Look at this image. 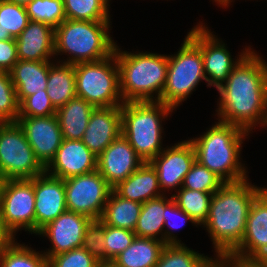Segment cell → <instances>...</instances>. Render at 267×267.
I'll return each mask as SVG.
<instances>
[{"mask_svg":"<svg viewBox=\"0 0 267 267\" xmlns=\"http://www.w3.org/2000/svg\"><path fill=\"white\" fill-rule=\"evenodd\" d=\"M218 120L251 133L258 124L267 126V63L251 50L217 89Z\"/></svg>","mask_w":267,"mask_h":267,"instance_id":"obj_1","label":"cell"},{"mask_svg":"<svg viewBox=\"0 0 267 267\" xmlns=\"http://www.w3.org/2000/svg\"><path fill=\"white\" fill-rule=\"evenodd\" d=\"M263 189L246 179L224 183L212 194L203 227L212 239L217 257L229 255L241 243L250 206Z\"/></svg>","mask_w":267,"mask_h":267,"instance_id":"obj_2","label":"cell"},{"mask_svg":"<svg viewBox=\"0 0 267 267\" xmlns=\"http://www.w3.org/2000/svg\"><path fill=\"white\" fill-rule=\"evenodd\" d=\"M249 132L218 120L200 137L190 138L196 161L215 173L225 183L246 180V167L240 162L243 139Z\"/></svg>","mask_w":267,"mask_h":267,"instance_id":"obj_3","label":"cell"},{"mask_svg":"<svg viewBox=\"0 0 267 267\" xmlns=\"http://www.w3.org/2000/svg\"><path fill=\"white\" fill-rule=\"evenodd\" d=\"M120 49L116 45L114 53L123 102L159 101L166 84L168 55Z\"/></svg>","mask_w":267,"mask_h":267,"instance_id":"obj_4","label":"cell"},{"mask_svg":"<svg viewBox=\"0 0 267 267\" xmlns=\"http://www.w3.org/2000/svg\"><path fill=\"white\" fill-rule=\"evenodd\" d=\"M110 23L64 20L55 28L54 55L65 53L71 56L65 61L61 60L71 65L96 62L111 56L117 43L109 34Z\"/></svg>","mask_w":267,"mask_h":267,"instance_id":"obj_5","label":"cell"},{"mask_svg":"<svg viewBox=\"0 0 267 267\" xmlns=\"http://www.w3.org/2000/svg\"><path fill=\"white\" fill-rule=\"evenodd\" d=\"M173 108L160 101L124 102L121 105V134L145 162L158 156L162 148V121Z\"/></svg>","mask_w":267,"mask_h":267,"instance_id":"obj_6","label":"cell"},{"mask_svg":"<svg viewBox=\"0 0 267 267\" xmlns=\"http://www.w3.org/2000/svg\"><path fill=\"white\" fill-rule=\"evenodd\" d=\"M76 96L95 108L121 106L119 66L115 53L96 62L74 65Z\"/></svg>","mask_w":267,"mask_h":267,"instance_id":"obj_7","label":"cell"},{"mask_svg":"<svg viewBox=\"0 0 267 267\" xmlns=\"http://www.w3.org/2000/svg\"><path fill=\"white\" fill-rule=\"evenodd\" d=\"M178 52L168 55L166 84L160 102L175 109L184 102L201 80H205L200 47L187 35Z\"/></svg>","mask_w":267,"mask_h":267,"instance_id":"obj_8","label":"cell"},{"mask_svg":"<svg viewBox=\"0 0 267 267\" xmlns=\"http://www.w3.org/2000/svg\"><path fill=\"white\" fill-rule=\"evenodd\" d=\"M45 172L17 122L0 124V178L33 179Z\"/></svg>","mask_w":267,"mask_h":267,"instance_id":"obj_9","label":"cell"},{"mask_svg":"<svg viewBox=\"0 0 267 267\" xmlns=\"http://www.w3.org/2000/svg\"><path fill=\"white\" fill-rule=\"evenodd\" d=\"M34 203V178L1 181L0 217L14 238L24 229L35 234Z\"/></svg>","mask_w":267,"mask_h":267,"instance_id":"obj_10","label":"cell"},{"mask_svg":"<svg viewBox=\"0 0 267 267\" xmlns=\"http://www.w3.org/2000/svg\"><path fill=\"white\" fill-rule=\"evenodd\" d=\"M67 210L99 220L112 187L97 171L64 179Z\"/></svg>","mask_w":267,"mask_h":267,"instance_id":"obj_11","label":"cell"},{"mask_svg":"<svg viewBox=\"0 0 267 267\" xmlns=\"http://www.w3.org/2000/svg\"><path fill=\"white\" fill-rule=\"evenodd\" d=\"M199 22L188 36L200 47L203 59L204 73L208 87L219 89L227 80L233 68L252 50L249 46L239 54L237 59L231 57L225 43Z\"/></svg>","mask_w":267,"mask_h":267,"instance_id":"obj_12","label":"cell"},{"mask_svg":"<svg viewBox=\"0 0 267 267\" xmlns=\"http://www.w3.org/2000/svg\"><path fill=\"white\" fill-rule=\"evenodd\" d=\"M267 252V188L253 200L241 243L229 254L245 261H257Z\"/></svg>","mask_w":267,"mask_h":267,"instance_id":"obj_13","label":"cell"},{"mask_svg":"<svg viewBox=\"0 0 267 267\" xmlns=\"http://www.w3.org/2000/svg\"><path fill=\"white\" fill-rule=\"evenodd\" d=\"M196 161L194 147L190 140L180 141L168 147L149 163L155 168L162 193L181 188L185 175ZM164 189V190H163ZM164 191V192H163Z\"/></svg>","mask_w":267,"mask_h":267,"instance_id":"obj_14","label":"cell"},{"mask_svg":"<svg viewBox=\"0 0 267 267\" xmlns=\"http://www.w3.org/2000/svg\"><path fill=\"white\" fill-rule=\"evenodd\" d=\"M91 218L66 210L55 220L46 224L36 235L49 238L51 249L43 253L49 260L52 256L82 247L83 237Z\"/></svg>","mask_w":267,"mask_h":267,"instance_id":"obj_15","label":"cell"},{"mask_svg":"<svg viewBox=\"0 0 267 267\" xmlns=\"http://www.w3.org/2000/svg\"><path fill=\"white\" fill-rule=\"evenodd\" d=\"M16 122L22 128L35 157L46 168L54 159L63 141L56 115L18 117Z\"/></svg>","mask_w":267,"mask_h":267,"instance_id":"obj_16","label":"cell"},{"mask_svg":"<svg viewBox=\"0 0 267 267\" xmlns=\"http://www.w3.org/2000/svg\"><path fill=\"white\" fill-rule=\"evenodd\" d=\"M144 162L121 134L97 157V171L113 188Z\"/></svg>","mask_w":267,"mask_h":267,"instance_id":"obj_17","label":"cell"},{"mask_svg":"<svg viewBox=\"0 0 267 267\" xmlns=\"http://www.w3.org/2000/svg\"><path fill=\"white\" fill-rule=\"evenodd\" d=\"M35 234L67 210L64 180L44 172L34 177Z\"/></svg>","mask_w":267,"mask_h":267,"instance_id":"obj_18","label":"cell"},{"mask_svg":"<svg viewBox=\"0 0 267 267\" xmlns=\"http://www.w3.org/2000/svg\"><path fill=\"white\" fill-rule=\"evenodd\" d=\"M97 170V156L81 140L63 139L54 159L45 168L51 176L66 179Z\"/></svg>","mask_w":267,"mask_h":267,"instance_id":"obj_19","label":"cell"},{"mask_svg":"<svg viewBox=\"0 0 267 267\" xmlns=\"http://www.w3.org/2000/svg\"><path fill=\"white\" fill-rule=\"evenodd\" d=\"M121 135V106L92 111L81 141L97 157Z\"/></svg>","mask_w":267,"mask_h":267,"instance_id":"obj_20","label":"cell"},{"mask_svg":"<svg viewBox=\"0 0 267 267\" xmlns=\"http://www.w3.org/2000/svg\"><path fill=\"white\" fill-rule=\"evenodd\" d=\"M54 35L55 29L51 26L43 22L30 20L27 27L15 39L18 59L24 61H51L52 56H55Z\"/></svg>","mask_w":267,"mask_h":267,"instance_id":"obj_21","label":"cell"},{"mask_svg":"<svg viewBox=\"0 0 267 267\" xmlns=\"http://www.w3.org/2000/svg\"><path fill=\"white\" fill-rule=\"evenodd\" d=\"M118 196L138 203H145L150 199L160 197L159 180L155 168L144 162L126 180L119 182L112 189Z\"/></svg>","mask_w":267,"mask_h":267,"instance_id":"obj_22","label":"cell"},{"mask_svg":"<svg viewBox=\"0 0 267 267\" xmlns=\"http://www.w3.org/2000/svg\"><path fill=\"white\" fill-rule=\"evenodd\" d=\"M9 73L19 104L30 95L47 93L49 62L18 60Z\"/></svg>","mask_w":267,"mask_h":267,"instance_id":"obj_23","label":"cell"},{"mask_svg":"<svg viewBox=\"0 0 267 267\" xmlns=\"http://www.w3.org/2000/svg\"><path fill=\"white\" fill-rule=\"evenodd\" d=\"M94 109L92 104L77 96L59 107L56 117L63 139L81 140Z\"/></svg>","mask_w":267,"mask_h":267,"instance_id":"obj_24","label":"cell"},{"mask_svg":"<svg viewBox=\"0 0 267 267\" xmlns=\"http://www.w3.org/2000/svg\"><path fill=\"white\" fill-rule=\"evenodd\" d=\"M165 245L159 239L136 236L131 245L110 264L113 267H154Z\"/></svg>","mask_w":267,"mask_h":267,"instance_id":"obj_25","label":"cell"},{"mask_svg":"<svg viewBox=\"0 0 267 267\" xmlns=\"http://www.w3.org/2000/svg\"><path fill=\"white\" fill-rule=\"evenodd\" d=\"M56 62L49 61L46 92L53 106L58 109L76 97V81L74 65L60 60Z\"/></svg>","mask_w":267,"mask_h":267,"instance_id":"obj_26","label":"cell"},{"mask_svg":"<svg viewBox=\"0 0 267 267\" xmlns=\"http://www.w3.org/2000/svg\"><path fill=\"white\" fill-rule=\"evenodd\" d=\"M142 209V203L124 199L111 191L100 220L116 228L134 231Z\"/></svg>","mask_w":267,"mask_h":267,"instance_id":"obj_27","label":"cell"},{"mask_svg":"<svg viewBox=\"0 0 267 267\" xmlns=\"http://www.w3.org/2000/svg\"><path fill=\"white\" fill-rule=\"evenodd\" d=\"M165 196L162 195L142 203L134 230L137 237L154 238L164 242V208L173 200L172 195L169 199Z\"/></svg>","mask_w":267,"mask_h":267,"instance_id":"obj_28","label":"cell"},{"mask_svg":"<svg viewBox=\"0 0 267 267\" xmlns=\"http://www.w3.org/2000/svg\"><path fill=\"white\" fill-rule=\"evenodd\" d=\"M176 194H173V200L178 207L187 213L198 225L205 223L208 214L210 200L213 193L190 190L186 188H178Z\"/></svg>","mask_w":267,"mask_h":267,"instance_id":"obj_29","label":"cell"},{"mask_svg":"<svg viewBox=\"0 0 267 267\" xmlns=\"http://www.w3.org/2000/svg\"><path fill=\"white\" fill-rule=\"evenodd\" d=\"M110 0H63L66 19L110 21Z\"/></svg>","mask_w":267,"mask_h":267,"instance_id":"obj_30","label":"cell"},{"mask_svg":"<svg viewBox=\"0 0 267 267\" xmlns=\"http://www.w3.org/2000/svg\"><path fill=\"white\" fill-rule=\"evenodd\" d=\"M15 240L0 252V267H48V259L44 253L36 252Z\"/></svg>","mask_w":267,"mask_h":267,"instance_id":"obj_31","label":"cell"},{"mask_svg":"<svg viewBox=\"0 0 267 267\" xmlns=\"http://www.w3.org/2000/svg\"><path fill=\"white\" fill-rule=\"evenodd\" d=\"M212 259L181 244H166L154 267H205Z\"/></svg>","mask_w":267,"mask_h":267,"instance_id":"obj_32","label":"cell"},{"mask_svg":"<svg viewBox=\"0 0 267 267\" xmlns=\"http://www.w3.org/2000/svg\"><path fill=\"white\" fill-rule=\"evenodd\" d=\"M29 22L26 7L8 1L2 2L0 4V41L16 39Z\"/></svg>","mask_w":267,"mask_h":267,"instance_id":"obj_33","label":"cell"},{"mask_svg":"<svg viewBox=\"0 0 267 267\" xmlns=\"http://www.w3.org/2000/svg\"><path fill=\"white\" fill-rule=\"evenodd\" d=\"M29 19L57 28L66 20L63 0H33L26 6Z\"/></svg>","mask_w":267,"mask_h":267,"instance_id":"obj_34","label":"cell"},{"mask_svg":"<svg viewBox=\"0 0 267 267\" xmlns=\"http://www.w3.org/2000/svg\"><path fill=\"white\" fill-rule=\"evenodd\" d=\"M225 182L197 161L185 175L181 188L215 193Z\"/></svg>","mask_w":267,"mask_h":267,"instance_id":"obj_35","label":"cell"},{"mask_svg":"<svg viewBox=\"0 0 267 267\" xmlns=\"http://www.w3.org/2000/svg\"><path fill=\"white\" fill-rule=\"evenodd\" d=\"M19 103L10 73L0 70V124L16 122Z\"/></svg>","mask_w":267,"mask_h":267,"instance_id":"obj_36","label":"cell"},{"mask_svg":"<svg viewBox=\"0 0 267 267\" xmlns=\"http://www.w3.org/2000/svg\"><path fill=\"white\" fill-rule=\"evenodd\" d=\"M82 247L98 262L106 264L105 224L100 219L92 220L88 225Z\"/></svg>","mask_w":267,"mask_h":267,"instance_id":"obj_37","label":"cell"},{"mask_svg":"<svg viewBox=\"0 0 267 267\" xmlns=\"http://www.w3.org/2000/svg\"><path fill=\"white\" fill-rule=\"evenodd\" d=\"M136 234L123 228L105 225L106 264L123 252L134 241Z\"/></svg>","mask_w":267,"mask_h":267,"instance_id":"obj_38","label":"cell"},{"mask_svg":"<svg viewBox=\"0 0 267 267\" xmlns=\"http://www.w3.org/2000/svg\"><path fill=\"white\" fill-rule=\"evenodd\" d=\"M101 265L83 247L57 254L48 260V267H100Z\"/></svg>","mask_w":267,"mask_h":267,"instance_id":"obj_39","label":"cell"},{"mask_svg":"<svg viewBox=\"0 0 267 267\" xmlns=\"http://www.w3.org/2000/svg\"><path fill=\"white\" fill-rule=\"evenodd\" d=\"M164 243L165 244H181V240L177 239V236H174L173 230L180 228L185 225L187 221L196 225L194 220L183 210H181L176 202L172 200L165 208H164ZM174 217V218H173ZM179 218V222L176 223ZM167 227V229H166ZM172 230V231H171Z\"/></svg>","mask_w":267,"mask_h":267,"instance_id":"obj_40","label":"cell"},{"mask_svg":"<svg viewBox=\"0 0 267 267\" xmlns=\"http://www.w3.org/2000/svg\"><path fill=\"white\" fill-rule=\"evenodd\" d=\"M56 111L47 93H36L19 104L18 117L52 116L56 115Z\"/></svg>","mask_w":267,"mask_h":267,"instance_id":"obj_41","label":"cell"},{"mask_svg":"<svg viewBox=\"0 0 267 267\" xmlns=\"http://www.w3.org/2000/svg\"><path fill=\"white\" fill-rule=\"evenodd\" d=\"M18 60L15 38L0 41V70L9 73Z\"/></svg>","mask_w":267,"mask_h":267,"instance_id":"obj_42","label":"cell"},{"mask_svg":"<svg viewBox=\"0 0 267 267\" xmlns=\"http://www.w3.org/2000/svg\"><path fill=\"white\" fill-rule=\"evenodd\" d=\"M229 267H262L258 261H245L230 255L222 256Z\"/></svg>","mask_w":267,"mask_h":267,"instance_id":"obj_43","label":"cell"},{"mask_svg":"<svg viewBox=\"0 0 267 267\" xmlns=\"http://www.w3.org/2000/svg\"><path fill=\"white\" fill-rule=\"evenodd\" d=\"M14 239V236L5 228L0 217V252L5 249Z\"/></svg>","mask_w":267,"mask_h":267,"instance_id":"obj_44","label":"cell"},{"mask_svg":"<svg viewBox=\"0 0 267 267\" xmlns=\"http://www.w3.org/2000/svg\"><path fill=\"white\" fill-rule=\"evenodd\" d=\"M213 258L207 263L205 267H229V264L222 258V257H217Z\"/></svg>","mask_w":267,"mask_h":267,"instance_id":"obj_45","label":"cell"},{"mask_svg":"<svg viewBox=\"0 0 267 267\" xmlns=\"http://www.w3.org/2000/svg\"><path fill=\"white\" fill-rule=\"evenodd\" d=\"M8 2L26 7L30 2H32L33 0H7Z\"/></svg>","mask_w":267,"mask_h":267,"instance_id":"obj_46","label":"cell"},{"mask_svg":"<svg viewBox=\"0 0 267 267\" xmlns=\"http://www.w3.org/2000/svg\"><path fill=\"white\" fill-rule=\"evenodd\" d=\"M218 5L228 7L233 0H214ZM229 4V5H228Z\"/></svg>","mask_w":267,"mask_h":267,"instance_id":"obj_47","label":"cell"},{"mask_svg":"<svg viewBox=\"0 0 267 267\" xmlns=\"http://www.w3.org/2000/svg\"><path fill=\"white\" fill-rule=\"evenodd\" d=\"M262 267H267V252L257 260Z\"/></svg>","mask_w":267,"mask_h":267,"instance_id":"obj_48","label":"cell"},{"mask_svg":"<svg viewBox=\"0 0 267 267\" xmlns=\"http://www.w3.org/2000/svg\"><path fill=\"white\" fill-rule=\"evenodd\" d=\"M100 267H113L111 264H102Z\"/></svg>","mask_w":267,"mask_h":267,"instance_id":"obj_49","label":"cell"},{"mask_svg":"<svg viewBox=\"0 0 267 267\" xmlns=\"http://www.w3.org/2000/svg\"><path fill=\"white\" fill-rule=\"evenodd\" d=\"M7 0H0V4L2 3V2H6Z\"/></svg>","mask_w":267,"mask_h":267,"instance_id":"obj_50","label":"cell"}]
</instances>
